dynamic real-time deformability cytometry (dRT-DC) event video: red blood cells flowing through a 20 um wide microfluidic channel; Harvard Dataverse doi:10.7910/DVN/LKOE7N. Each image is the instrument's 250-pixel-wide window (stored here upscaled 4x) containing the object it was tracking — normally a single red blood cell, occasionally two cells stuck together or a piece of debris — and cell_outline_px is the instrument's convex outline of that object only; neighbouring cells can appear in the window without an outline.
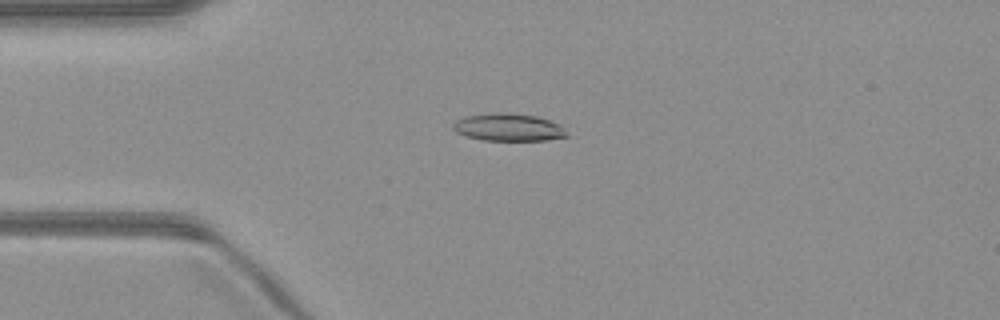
{"species": "common noctule bat (a hibernating species)", "species_latin": "Nyctalus noctula", "temperature_condition": "warm", "stored_images_in_passage": 51, "camera_frame_rate_fps": 3000, "um_per_image_px": 0.085, "animal": {"sex": "male", "body_mass_g": 23.1, "forearm_length_mm": 52.7}, "frame": {"image": 1, "passage_image": 13, "time_ms": 4.0, "image_size_px": [1000, 320], "cell_outline_px": [[572, 136], [544, 140], [484, 140], [464, 136], [456, 132], [452, 128], [452, 124], [456, 120], [464, 116], [496, 112], [508, 112], [536, 116], [560, 124]], "centroid_in_image_um": [43.22, 10.82], "position_along_channel_um": 41.8, "area_um2": 18.5}}
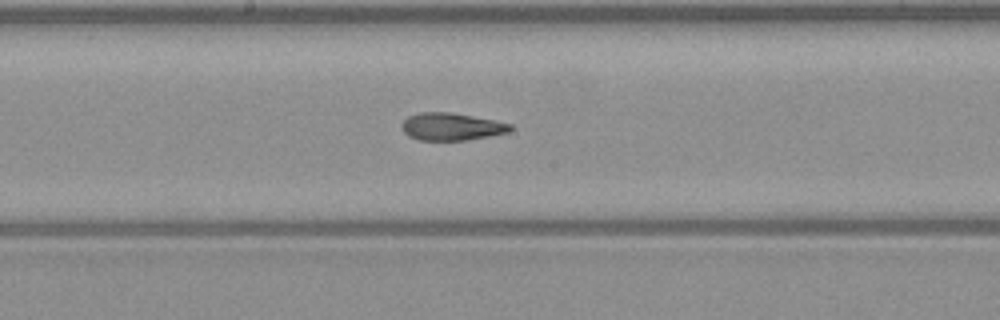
{"frame": {"image": 2, "passage_image": 27, "time_ms": 8.667, "image_size_px": [1000, 320], "cell_outline_px": [[512, 128], [508, 132], [468, 140], [420, 140], [408, 136], [400, 128], [400, 124], [408, 116], [420, 112], [448, 112], [472, 116], [512, 124]], "centroid_in_image_um": [38.32, 10.76], "position_along_channel_um": 209.9, "area_um2": 17.28}}
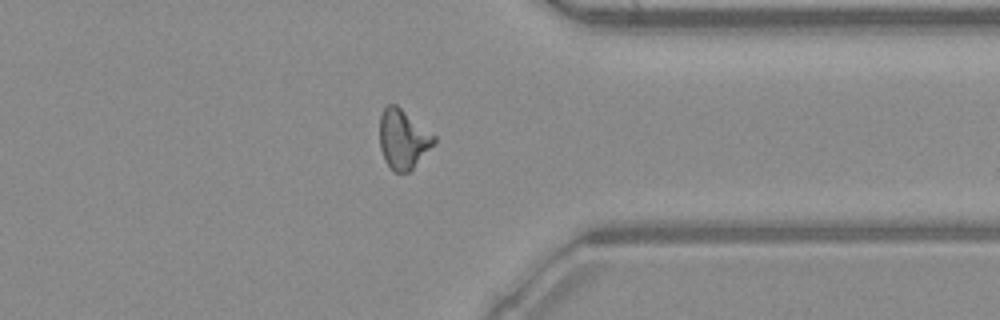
{"frame": {"image": 3, "passage_image": 40, "time_ms": 13.0, "image_size_px": [1000, 320], "cell_outline_px": [[436, 140], [412, 168], [408, 172], [392, 172], [384, 160], [380, 148], [380, 116], [384, 108], [388, 104], [396, 104], [436, 136]], "centroid_in_image_um": [34.23, 11.82], "position_along_channel_um": 377.2, "area_um2": 18.55}, "authors_computed_cell_mechanics": {"area_um2": 18.3226, "velocity_mm_per_s": 4.0444, "shape_relaxation_time_tau1_ms": 7.1151, "shape_relaxation_time_tau2_ms": 1.417, "deformation_change_tau1": 0.2241, "deformation_change_tau2": 0.086}}